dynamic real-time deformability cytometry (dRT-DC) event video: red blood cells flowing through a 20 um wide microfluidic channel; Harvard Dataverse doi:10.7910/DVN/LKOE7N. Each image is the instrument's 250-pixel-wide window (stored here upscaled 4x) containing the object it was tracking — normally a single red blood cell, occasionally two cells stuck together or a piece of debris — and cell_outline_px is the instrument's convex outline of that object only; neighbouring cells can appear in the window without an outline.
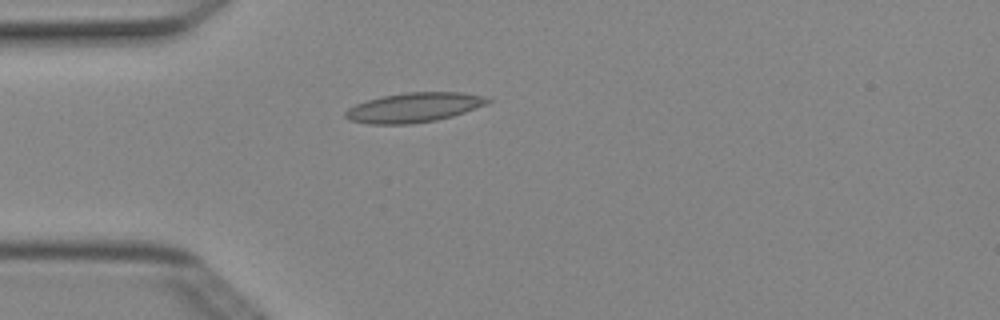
{"species": "Egyptian fruit bat (a non-hibernating species)", "species_latin": "Rousettus aegyptiacus", "temperature_condition": "cold", "stored_images_in_passage": 2, "camera_frame_rate_fps": 3000, "um_per_image_px": 0.085, "animal": {"sex": "female"}, "frame": {"image": 1, "passage_image": 2, "time_ms": 0.333, "image_size_px": [1000, 320], "cell_outline_px": [[492, 100], [488, 104], [452, 116], [436, 120], [412, 124], [368, 124], [348, 120], [344, 116], [344, 112], [348, 108], [356, 104], [380, 96], [408, 92], [460, 92], [480, 96]], "centroid_in_image_um": [35.14, 9.14], "position_along_channel_um": 49.9, "area_um2": 24.51}}